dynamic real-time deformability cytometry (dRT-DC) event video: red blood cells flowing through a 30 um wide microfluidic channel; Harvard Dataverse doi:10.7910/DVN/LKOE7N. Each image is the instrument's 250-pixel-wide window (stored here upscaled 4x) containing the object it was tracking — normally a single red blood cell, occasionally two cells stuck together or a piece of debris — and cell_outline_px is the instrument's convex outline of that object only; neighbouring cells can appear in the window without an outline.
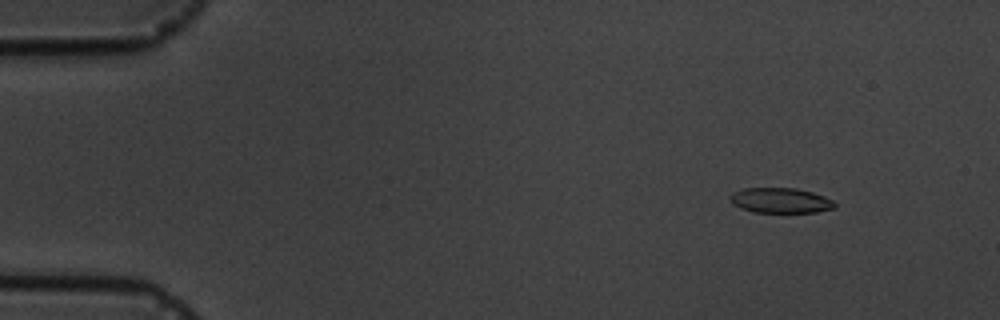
{"species": "common noctule bat (a hibernating species)", "species_latin": "Nyctalus noctula", "temperature_condition": "cold", "stored_images_in_passage": 5, "camera_frame_rate_fps": 3000, "um_per_image_px": 0.085, "animal": {"sex": "male", "body_mass_g": 19.5, "forearm_length_mm": 54.6}, "frame": {"image": 1, "passage_image": 2, "time_ms": 1.0, "image_size_px": [1000, 320], "cell_outline_px": [[836, 208], [816, 212], [752, 212], [740, 208], [732, 204], [728, 196], [732, 192], [744, 188], [796, 188], [812, 192], [824, 196], [832, 200], [836, 204]], "centroid_in_image_um": [66.31, 17.04], "position_along_channel_um": 18.7, "area_um2": 15.49}}
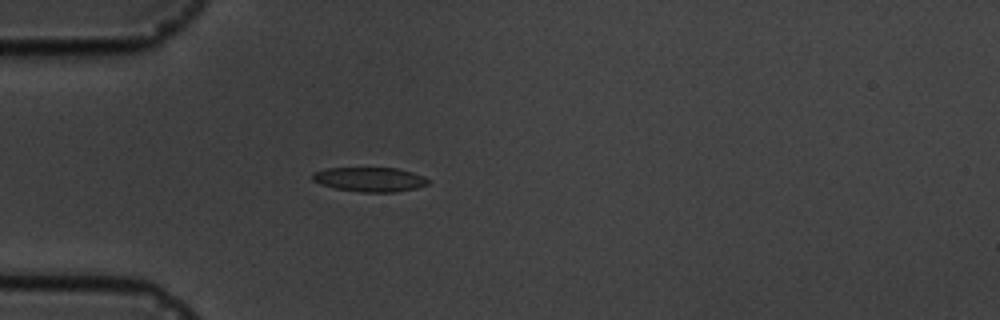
{"frame": {"image": 2, "passage_image": 5, "time_ms": 4.333, "image_size_px": [1000, 320], "cell_outline_px": [[428, 184], [416, 188], [396, 192], [360, 192], [336, 188], [320, 184], [312, 180], [312, 172], [328, 168], [396, 168], [412, 172], [424, 176], [428, 180]], "centroid_in_image_um": [31.42, 15.25], "position_along_channel_um": 53.6, "area_um2": 16.42}}